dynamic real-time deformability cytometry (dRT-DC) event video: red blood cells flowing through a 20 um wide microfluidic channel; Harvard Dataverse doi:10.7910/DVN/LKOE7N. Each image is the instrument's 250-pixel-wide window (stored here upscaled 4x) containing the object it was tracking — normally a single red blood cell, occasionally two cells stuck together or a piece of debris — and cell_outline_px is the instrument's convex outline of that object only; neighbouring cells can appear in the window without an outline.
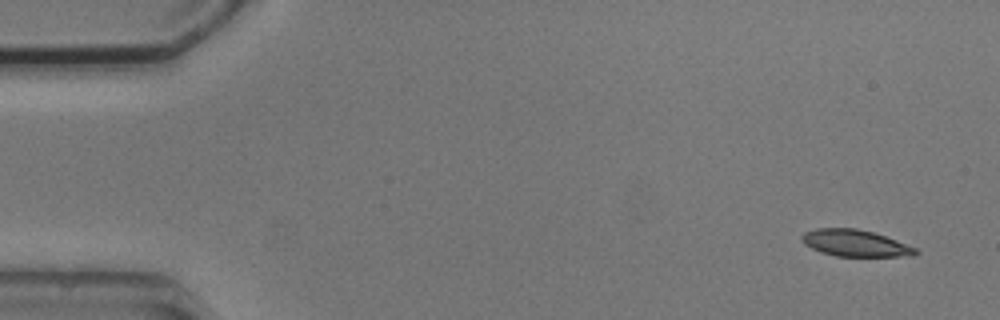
{"species": "common noctule bat (a hibernating species)", "species_latin": "Nyctalus noctula", "temperature_condition": "cold", "stored_images_in_passage": 13, "camera_frame_rate_fps": 3000, "um_per_image_px": 0.085, "animal": {"sex": "male", "body_mass_g": 20.5, "forearm_length_mm": 52.5}, "frame": {"image": 1, "passage_image": 1, "time_ms": 0.0, "image_size_px": [1000, 320], "cell_outline_px": [[920, 252], [912, 256], [836, 256], [820, 252], [804, 244], [800, 240], [800, 236], [804, 232], [816, 228], [856, 228], [872, 232], [896, 240], [916, 248]], "centroid_in_image_um": [72.65, 20.66], "position_along_channel_um": 12.3, "area_um2": 17.69}}
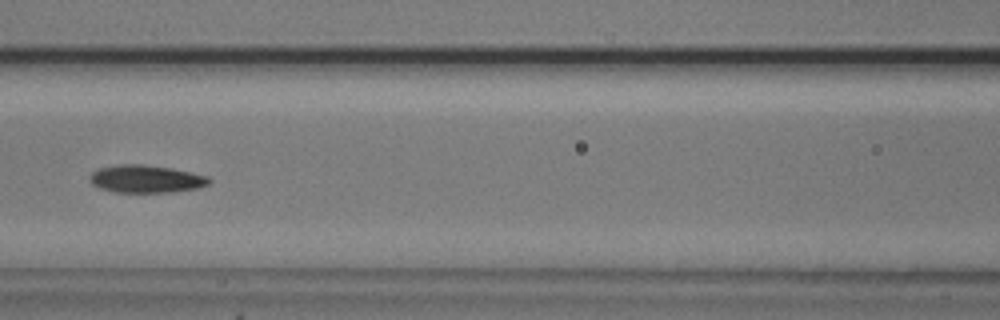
{"frame": {"image": 2, "passage_image": 6, "time_ms": 7.0, "image_size_px": [1000, 320], "cell_outline_px": [[212, 180], [208, 184], [200, 188], [172, 192], [116, 192], [100, 188], [92, 184], [88, 180], [88, 176], [92, 172], [100, 168], [120, 164], [140, 164], [172, 168], [208, 176]], "centroid_in_image_um": [12.41, 15.21], "position_along_channel_um": 154.2, "area_um2": 19.31}}
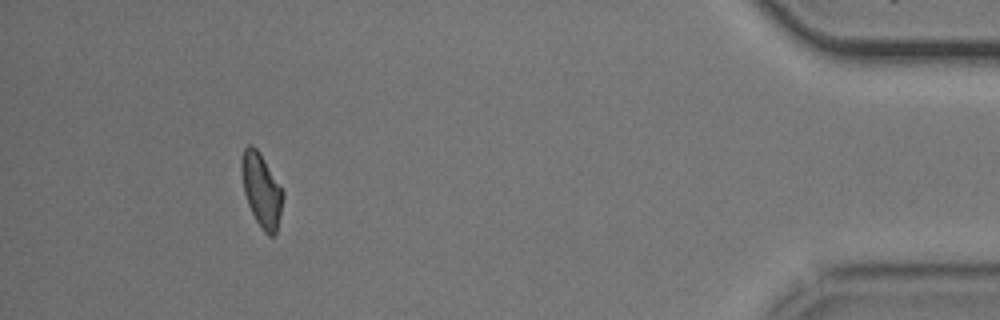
{"frame": {"image": 3, "passage_image": 13, "time_ms": 15.667, "image_size_px": [1000, 320], "cell_outline_px": [[284, 196], [280, 216], [276, 232], [272, 236], [268, 236], [264, 232], [256, 220], [248, 204], [244, 192], [240, 172], [240, 160], [244, 148], [248, 144], [252, 144], [256, 148], [264, 160], [284, 192]], "centroid_in_image_um": [22.2, 16.15], "position_along_channel_um": 413.0, "area_um2": 17.69}}